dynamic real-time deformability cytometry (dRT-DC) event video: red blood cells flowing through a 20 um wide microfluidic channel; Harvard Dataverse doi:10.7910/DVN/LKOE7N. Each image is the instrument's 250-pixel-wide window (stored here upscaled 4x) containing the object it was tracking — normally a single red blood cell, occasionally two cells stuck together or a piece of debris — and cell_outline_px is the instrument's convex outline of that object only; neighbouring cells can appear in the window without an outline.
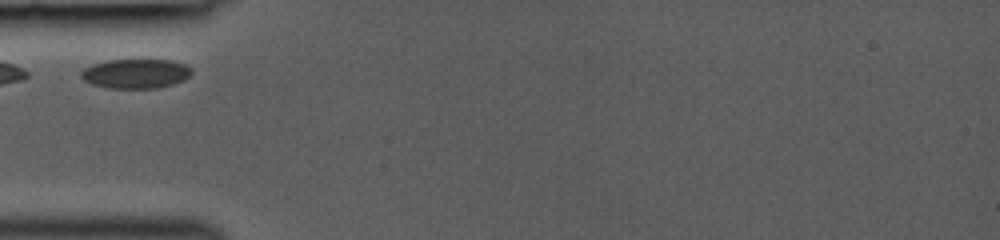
{"species": "common noctule bat (a hibernating species)", "species_latin": "Nyctalus noctula", "temperature_condition": "room temperature", "stored_images_in_passage": 8, "camera_frame_rate_fps": 3000, "um_per_image_px": 0.085, "animal": {"sex": "female", "body_mass_g": 19.0, "forearm_length_mm": 53.3}, "frame": {"image": 1, "passage_image": 1, "time_ms": 0.0, "image_size_px": [1000, 240], "cell_outline_px": [[192, 72], [184, 80], [172, 84], [156, 88], [108, 88], [92, 84], [84, 80], [80, 76], [80, 72], [84, 68], [92, 64], [108, 60], [172, 60], [184, 64], [192, 68]], "centroid_in_image_um": [11.52, 6.25], "position_along_channel_um": 73.5, "area_um2": 18.96}}